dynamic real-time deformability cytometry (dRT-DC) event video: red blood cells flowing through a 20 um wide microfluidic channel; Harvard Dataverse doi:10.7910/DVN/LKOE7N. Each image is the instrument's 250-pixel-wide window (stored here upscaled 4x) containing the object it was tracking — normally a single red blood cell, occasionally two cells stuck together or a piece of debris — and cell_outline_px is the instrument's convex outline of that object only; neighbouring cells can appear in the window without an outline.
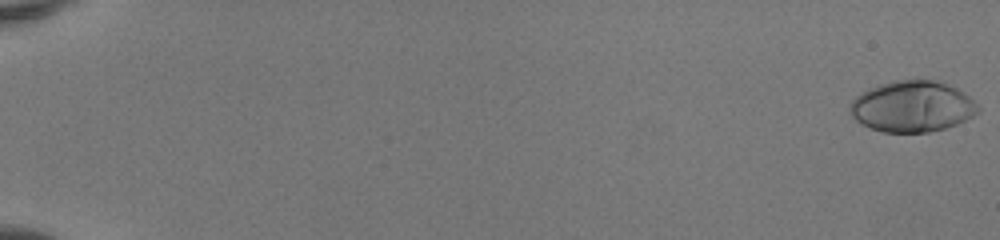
{"species": "human", "species_latin": "Homo sapiens", "temperature_condition": "room temperature", "stored_images_in_passage": 52, "camera_frame_rate_fps": 3000, "um_per_image_px": 0.085, "donor": {"sex": "female"}, "frame": {"image": 1, "passage_image": 1, "time_ms": 0.0, "image_size_px": [1000, 240], "cell_outline_px": [[980, 112], [956, 124], [944, 128], [928, 132], [884, 132], [872, 128], [856, 120], [852, 116], [852, 100], [860, 92], [868, 88], [880, 84], [896, 80], [916, 76], [936, 80], [948, 84], [964, 92], [980, 108]], "centroid_in_image_um": [77.57, 9.0], "position_along_channel_um": 7.4, "area_um2": 38.32}}
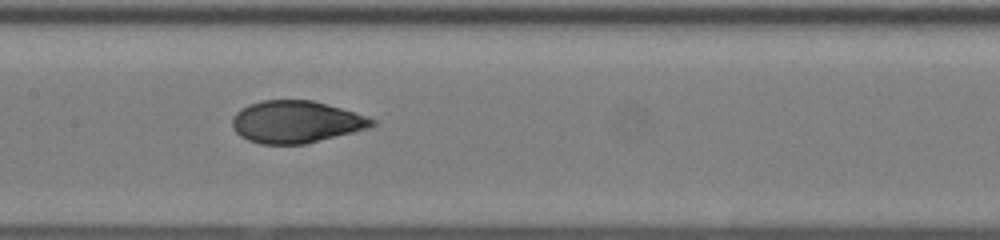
{"frame": {"image": 2, "passage_image": 29, "time_ms": 9.333, "image_size_px": [1000, 240], "cell_outline_px": [[376, 124], [368, 128], [304, 144], [260, 144], [248, 140], [240, 136], [232, 128], [232, 116], [240, 108], [248, 104], [260, 100], [312, 100], [368, 116], [376, 120]], "centroid_in_image_um": [25.12, 10.35], "position_along_channel_um": 182.3, "area_um2": 34.33}}
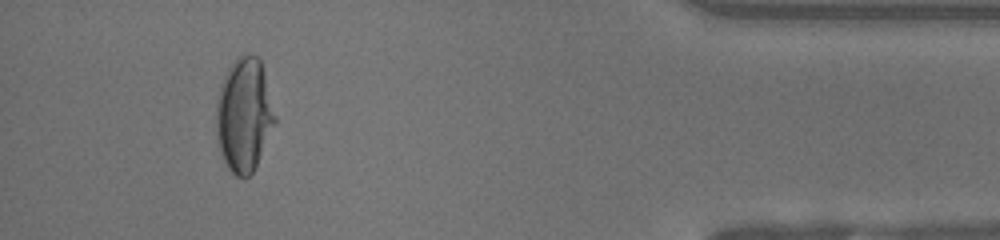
{"frame": {"image": 3, "passage_image": 49, "time_ms": 16.0, "image_size_px": [1000, 240], "cell_outline_px": [[276, 120], [256, 164], [252, 172], [244, 180], [236, 176], [228, 168], [220, 152], [216, 136], [216, 100], [224, 76], [228, 68], [240, 56], [248, 52], [260, 56], [276, 116]], "centroid_in_image_um": [20.74, 9.75], "position_along_channel_um": 414.5, "area_um2": 38.9}, "authors_computed_cell_mechanics": {"area_um2": 34.9979, "velocity_mm_per_s": 4.1562, "shape_relaxation_time_tau1_ms": 5.7024, "shape_relaxation_time_tau2_ms": null, "deformation_change_tau1": 0.2792, "deformation_change_tau2": null}}